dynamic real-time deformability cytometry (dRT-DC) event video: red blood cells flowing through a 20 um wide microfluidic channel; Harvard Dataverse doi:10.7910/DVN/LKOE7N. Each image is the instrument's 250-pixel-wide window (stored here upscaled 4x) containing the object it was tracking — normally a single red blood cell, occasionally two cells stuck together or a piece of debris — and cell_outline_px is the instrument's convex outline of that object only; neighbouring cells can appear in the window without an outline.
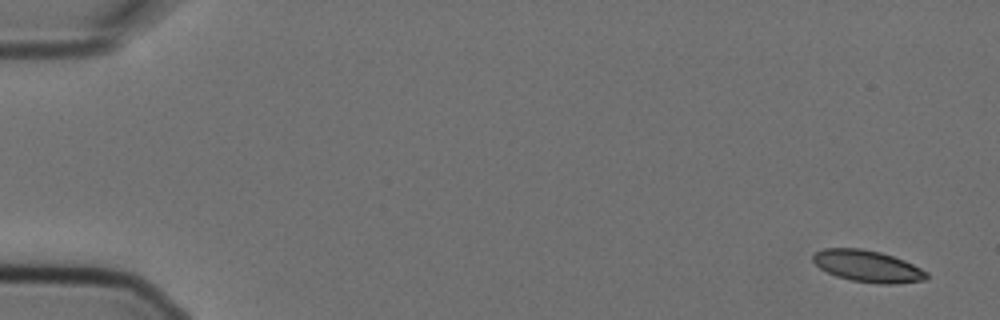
{"species": "Egyptian fruit bat (a non-hibernating species)", "species_latin": "Rousettus aegyptiacus", "temperature_condition": "cold", "stored_images_in_passage": 4, "camera_frame_rate_fps": 3000, "um_per_image_px": 0.085, "animal": {"sex": "female"}, "frame": {"image": 1, "passage_image": 1, "time_ms": 0.0, "image_size_px": [1000, 320], "cell_outline_px": [[928, 280], [896, 284], [880, 284], [852, 280], [836, 276], [820, 268], [812, 260], [812, 256], [816, 252], [824, 248], [860, 248], [880, 252], [904, 260], [928, 272]], "centroid_in_image_um": [73.77, 22.63], "position_along_channel_um": 11.2, "area_um2": 20.98}}
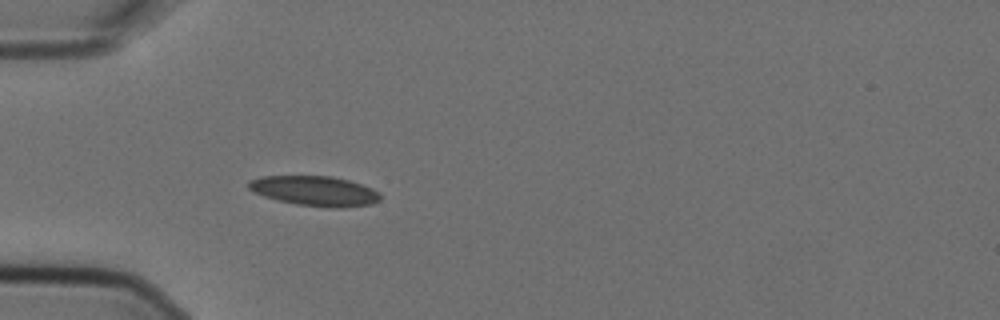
{"frame": {"image": 2, "passage_image": 4, "time_ms": 1.0, "image_size_px": [1000, 320], "cell_outline_px": [[380, 200], [372, 204], [344, 208], [332, 208], [296, 204], [264, 196], [248, 188], [248, 180], [260, 176], [332, 176], [348, 180], [372, 188], [380, 192]], "centroid_in_image_um": [26.78, 16.23], "position_along_channel_um": 58.2, "area_um2": 22.95}}